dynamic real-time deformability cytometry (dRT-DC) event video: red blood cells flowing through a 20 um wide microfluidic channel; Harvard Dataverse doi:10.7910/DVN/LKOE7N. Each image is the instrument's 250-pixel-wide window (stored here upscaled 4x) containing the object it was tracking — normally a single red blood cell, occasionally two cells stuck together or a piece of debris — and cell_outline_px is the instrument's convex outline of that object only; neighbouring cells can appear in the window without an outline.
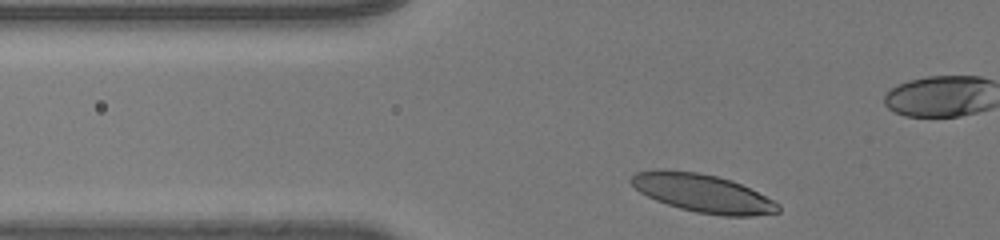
{"species": "human", "species_latin": "Homo sapiens", "temperature_condition": "room temperature", "stored_images_in_passage": 31, "camera_frame_rate_fps": 3000, "um_per_image_px": 0.085, "donor": {"sex": "male"}, "frame": {"image": 1, "passage_image": 3, "time_ms": 0.667, "image_size_px": [1000, 240], "cell_outline_px": [[780, 212], [752, 216], [724, 216], [696, 212], [680, 208], [656, 200], [640, 192], [628, 180], [636, 172], [656, 168], [664, 168], [700, 172], [732, 180], [780, 204]], "centroid_in_image_um": [59.69, 16.4], "position_along_channel_um": 66.1, "area_um2": 32.77}}
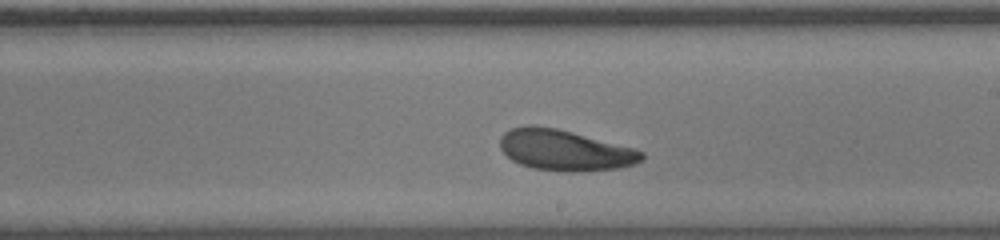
{"frame": {"image": 2, "passage_image": 18, "time_ms": 5.667, "image_size_px": [1000, 240], "cell_outline_px": [[644, 160], [636, 164], [620, 168], [572, 172], [532, 168], [520, 164], [512, 160], [500, 148], [500, 136], [504, 132], [512, 128], [528, 124], [532, 124], [556, 128], [572, 132], [632, 148], [644, 152]], "centroid_in_image_um": [47.99, 12.76], "position_along_channel_um": 241.0, "area_um2": 33.64}}
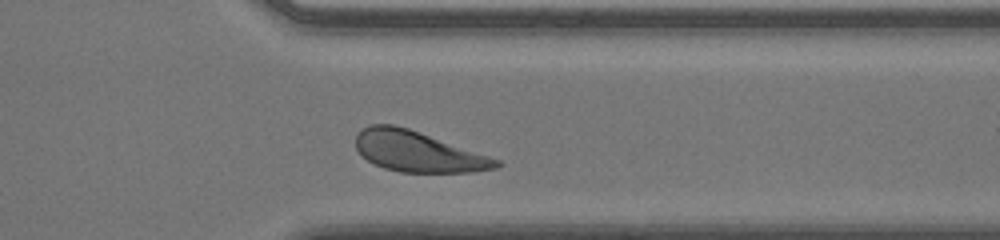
{"frame": {"image": 3, "passage_image": 28, "time_ms": 9.0, "image_size_px": [1000, 240], "cell_outline_px": [[504, 164], [496, 168], [472, 172], [400, 172], [384, 168], [368, 160], [356, 148], [356, 136], [364, 128], [372, 124], [392, 124], [408, 128], [500, 160]], "centroid_in_image_um": [35.53, 12.89], "position_along_channel_um": 375.9, "area_um2": 32.71}, "authors_computed_cell_mechanics": {"area_um2": 33.3506, "velocity_mm_per_s": 4.0204, "shape_relaxation_time_tau1_ms": 2.938, "shape_relaxation_time_tau2_ms": 5.2801, "deformation_change_tau1": 0.1387, "deformation_change_tau2": 0.1482}}